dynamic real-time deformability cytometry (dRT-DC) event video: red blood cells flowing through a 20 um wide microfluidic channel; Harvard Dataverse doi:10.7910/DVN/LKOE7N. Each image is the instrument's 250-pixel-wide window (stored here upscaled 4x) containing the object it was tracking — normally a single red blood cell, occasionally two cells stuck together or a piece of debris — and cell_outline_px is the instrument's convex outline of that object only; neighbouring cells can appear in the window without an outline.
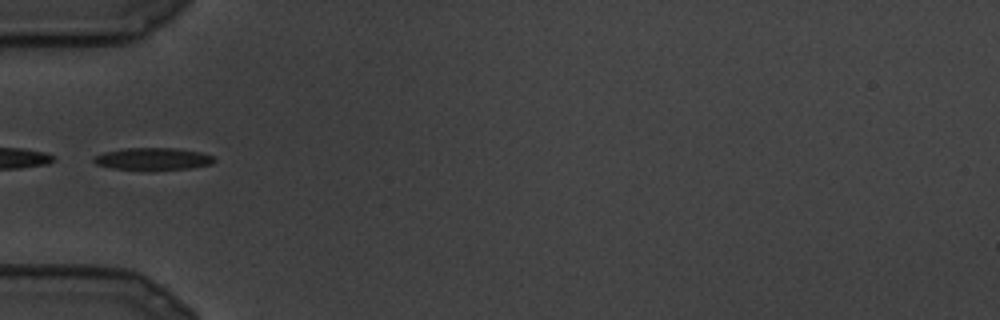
{"species": "common noctule bat (a hibernating species)", "species_latin": "Nyctalus noctula", "temperature_condition": "cold", "stored_images_in_passage": 10, "segment_of_instrument_passage": [2, 2], "camera_frame_rate_fps": 3000, "um_per_image_px": 0.085, "animal": {"sex": "male", "body_mass_g": 19.5, "forearm_length_mm": 54.6}, "frame": {"image": 1, "passage_image": 7, "time_ms": 2.0, "image_size_px": [1000, 320], "cell_outline_px": [[216, 160], [212, 164], [192, 168], [152, 172], [148, 172], [112, 168], [96, 164], [92, 160], [92, 156], [104, 152], [124, 148], [176, 148], [200, 152], [212, 156]], "centroid_in_image_um": [12.98, 13.54], "position_along_channel_um": 72.0, "area_um2": 16.3}}
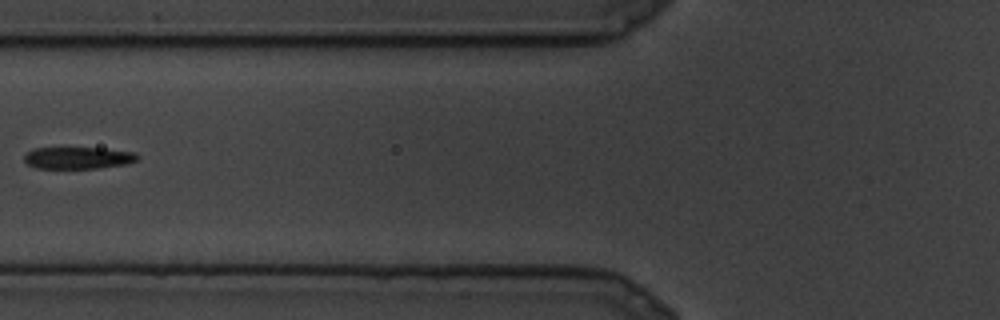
{"frame": {"image": 2, "passage_image": 9, "time_ms": 2.667, "image_size_px": [1000, 320], "cell_outline_px": [[140, 156], [136, 160], [128, 164], [100, 168], [36, 168], [28, 164], [24, 160], [24, 156], [32, 148], [104, 148], [136, 152]], "centroid_in_image_um": [6.68, 13.41], "position_along_channel_um": 119.1, "area_um2": 14.57}}